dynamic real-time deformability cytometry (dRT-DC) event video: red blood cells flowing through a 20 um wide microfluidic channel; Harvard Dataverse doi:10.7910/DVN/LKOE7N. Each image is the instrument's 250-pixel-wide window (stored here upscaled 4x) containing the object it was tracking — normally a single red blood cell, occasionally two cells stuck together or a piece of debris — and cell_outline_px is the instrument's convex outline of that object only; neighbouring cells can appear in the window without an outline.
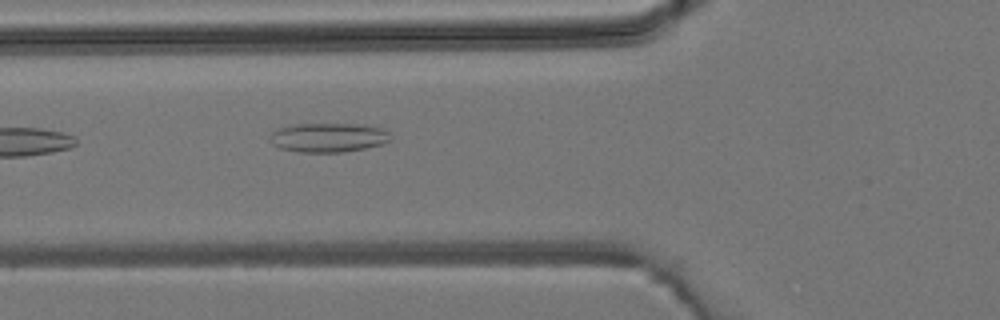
{"species": "common noctule bat (a hibernating species)", "species_latin": "Nyctalus noctula", "temperature_condition": "room temperature", "stored_images_in_passage": 5, "camera_frame_rate_fps": 3000, "um_per_image_px": 0.085, "animal": {"sex": "male", "body_mass_g": 19.2, "forearm_length_mm": 51.8}, "frame": {"image": 1, "passage_image": 5, "time_ms": 5.0, "image_size_px": [1000, 320], "cell_outline_px": [[392, 140], [380, 144], [364, 148], [340, 152], [300, 152], [280, 148], [272, 144], [272, 132], [276, 128], [292, 124], [360, 124], [384, 128], [388, 132]], "centroid_in_image_um": [27.91, 11.67], "position_along_channel_um": 97.9, "area_um2": 20.46}}